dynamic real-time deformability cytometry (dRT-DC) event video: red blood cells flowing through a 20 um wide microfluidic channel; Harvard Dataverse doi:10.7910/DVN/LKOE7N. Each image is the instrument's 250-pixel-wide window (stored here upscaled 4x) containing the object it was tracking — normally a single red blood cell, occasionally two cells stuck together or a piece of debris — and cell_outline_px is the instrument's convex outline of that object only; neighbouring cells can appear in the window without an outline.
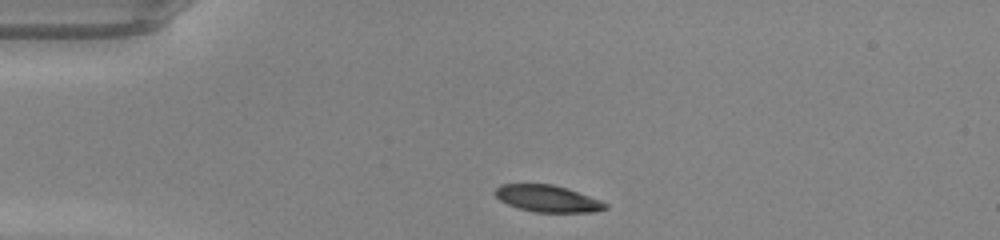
{"species": "common noctule bat (a hibernating species)", "species_latin": "Nyctalus noctula", "temperature_condition": "warm", "stored_images_in_passage": 38, "camera_frame_rate_fps": 3000, "um_per_image_px": 0.085, "animal": {"sex": "male", "body_mass_g": 20.0, "forearm_length_mm": 53.3}, "frame": {"image": 1, "passage_image": 1, "time_ms": 0.0, "image_size_px": [1000, 240], "cell_outline_px": [[608, 208], [592, 212], [532, 212], [508, 204], [500, 200], [496, 196], [496, 188], [500, 184], [552, 184], [568, 188], [600, 200], [608, 204]], "centroid_in_image_um": [46.56, 16.88], "position_along_channel_um": 38.4, "area_um2": 17.11}}
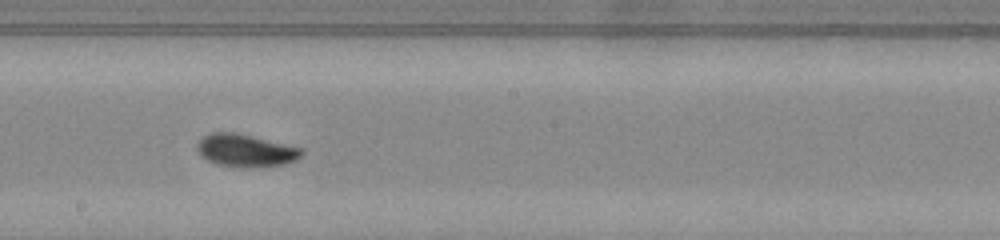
{"frame": {"image": 2, "passage_image": 17, "time_ms": 5.333, "image_size_px": [1000, 240], "cell_outline_px": [[304, 152], [296, 160], [284, 164], [252, 168], [240, 168], [216, 164], [208, 160], [196, 148], [196, 144], [204, 136], [212, 132], [236, 132], [300, 148]], "centroid_in_image_um": [20.86, 12.8], "position_along_channel_um": 227.3, "area_um2": 19.71}}
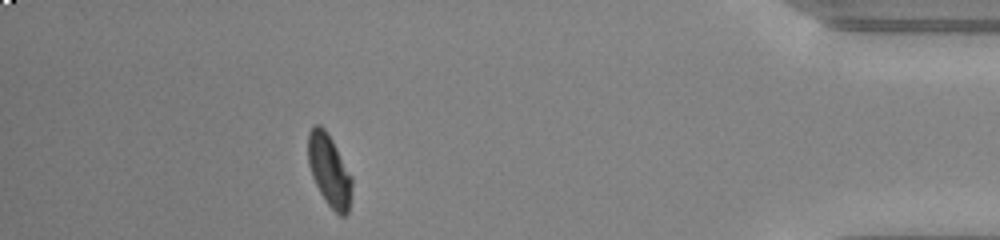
{"frame": {"image": 3, "passage_image": 33, "time_ms": 10.667, "image_size_px": [1000, 240], "cell_outline_px": [[352, 188], [348, 212], [344, 216], [340, 216], [328, 204], [320, 192], [312, 176], [308, 164], [308, 132], [316, 124], [320, 124], [324, 128], [332, 140], [352, 176]], "centroid_in_image_um": [27.99, 14.48], "position_along_channel_um": 407.2, "area_um2": 18.21}, "authors_computed_cell_mechanics": {"area_um2": 18.8139, "velocity_mm_per_s": 4.2761, "shape_relaxation_time_tau1_ms": 2.9394, "shape_relaxation_time_tau2_ms": 1.3357, "deformation_change_tau1": 0.1401, "deformation_change_tau2": 0.0565}}